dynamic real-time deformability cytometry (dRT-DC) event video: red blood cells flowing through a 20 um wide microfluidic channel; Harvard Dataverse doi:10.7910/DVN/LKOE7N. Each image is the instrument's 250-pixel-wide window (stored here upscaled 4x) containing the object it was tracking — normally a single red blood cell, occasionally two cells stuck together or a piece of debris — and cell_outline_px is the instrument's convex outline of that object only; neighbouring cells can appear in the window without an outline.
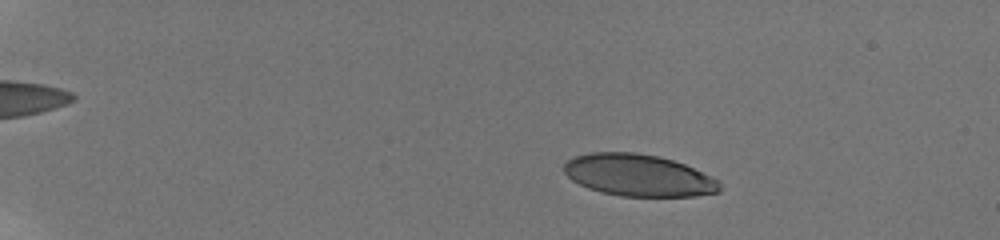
{"species": "human", "species_latin": "Homo sapiens", "temperature_condition": "room temperature", "stored_images_in_passage": 67, "camera_frame_rate_fps": 3000, "um_per_image_px": 0.085, "donor": {"sex": "male"}, "frame": {"image": 1, "passage_image": 11, "time_ms": 4.0, "image_size_px": [1000, 240], "cell_outline_px": [[720, 192], [692, 196], [620, 196], [600, 192], [588, 188], [572, 180], [564, 172], [564, 164], [568, 160], [576, 156], [588, 152], [636, 152], [660, 156], [684, 164], [712, 176], [720, 180]], "centroid_in_image_um": [54.28, 14.89], "position_along_channel_um": 30.7, "area_um2": 38.15}}
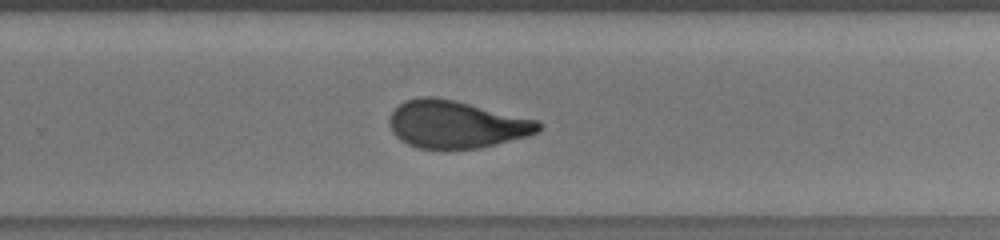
{"frame": {"image": 2, "passage_image": 43, "time_ms": 14.0, "image_size_px": [1000, 240], "cell_outline_px": [[544, 124], [536, 132], [528, 136], [480, 148], [416, 148], [400, 140], [392, 132], [388, 124], [388, 120], [392, 112], [404, 100], [420, 96], [432, 96], [456, 100], [540, 120]], "centroid_in_image_um": [38.78, 10.55], "position_along_channel_um": 291.0, "area_um2": 41.56}}
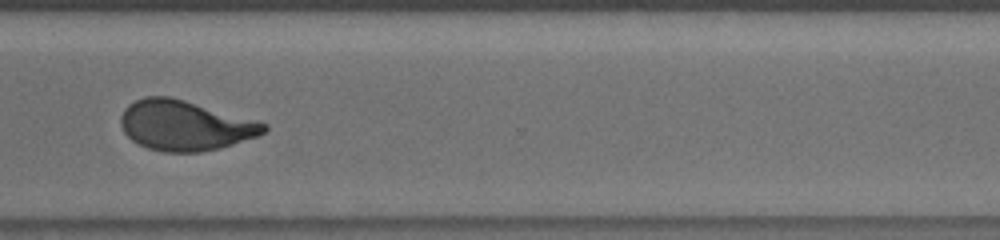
{"frame": {"image": 3, "passage_image": 50, "time_ms": 15.667, "image_size_px": [1000, 240], "cell_outline_px": [[268, 128], [264, 132], [256, 136], [220, 148], [200, 152], [164, 152], [148, 148], [132, 140], [124, 132], [120, 124], [120, 116], [124, 108], [128, 104], [144, 96], [168, 96], [184, 100], [268, 124]], "centroid_in_image_um": [15.67, 10.66], "position_along_channel_um": 354.9, "area_um2": 41.38}, "authors_computed_cell_mechanics": {"area_um2": 41.2692, "velocity_mm_per_s": 3.8193, "shape_relaxation_time_tau1_ms": 7.0772, "shape_relaxation_time_tau2_ms": 0.9992, "deformation_change_tau1": 0.2583, "deformation_change_tau2": 0.0799}}